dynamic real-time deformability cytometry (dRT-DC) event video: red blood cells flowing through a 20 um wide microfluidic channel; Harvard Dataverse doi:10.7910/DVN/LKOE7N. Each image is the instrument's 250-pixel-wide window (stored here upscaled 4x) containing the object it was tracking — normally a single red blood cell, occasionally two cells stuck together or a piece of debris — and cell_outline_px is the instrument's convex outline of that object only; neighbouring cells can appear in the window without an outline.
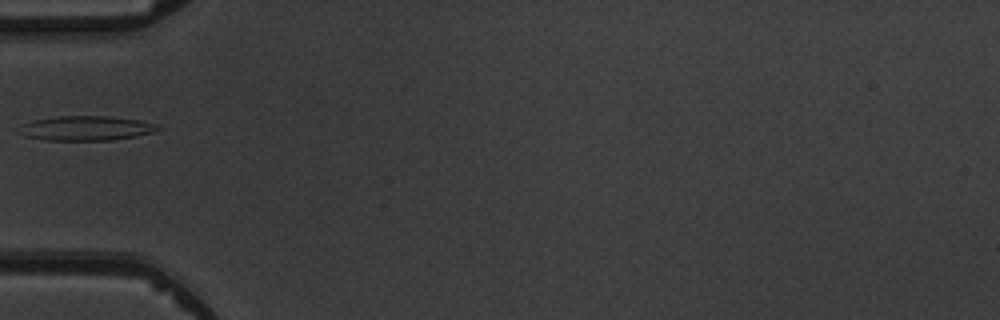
{"species": "common noctule bat (a hibernating species)", "species_latin": "Nyctalus noctula", "temperature_condition": "warm", "stored_images_in_passage": 3, "camera_frame_rate_fps": 3000, "um_per_image_px": 0.085, "animal": {"sex": "male", "body_mass_g": 19.5, "forearm_length_mm": 54.6}, "frame": {"image": 1, "passage_image": 2, "time_ms": 2.0, "image_size_px": [1000, 320], "cell_outline_px": [[164, 128], [152, 132], [136, 136], [112, 140], [44, 140], [24, 136], [20, 124], [36, 120], [60, 116], [108, 116], [140, 120], [156, 124]], "centroid_in_image_um": [7.37, 10.9], "position_along_channel_um": 77.6, "area_um2": 19.71}}
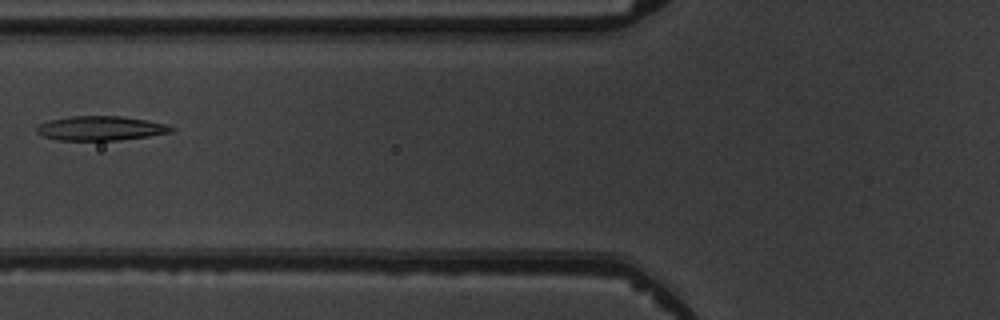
{"frame": {"image": 2, "passage_image": 3, "time_ms": 3.0, "image_size_px": [1000, 320], "cell_outline_px": [[176, 128], [172, 132], [148, 136], [120, 140], [60, 140], [44, 136], [36, 132], [36, 128], [40, 124], [48, 120], [72, 116], [120, 116], [148, 120], [164, 124]], "centroid_in_image_um": [8.56, 10.9], "position_along_channel_um": 117.2, "area_um2": 19.02}}